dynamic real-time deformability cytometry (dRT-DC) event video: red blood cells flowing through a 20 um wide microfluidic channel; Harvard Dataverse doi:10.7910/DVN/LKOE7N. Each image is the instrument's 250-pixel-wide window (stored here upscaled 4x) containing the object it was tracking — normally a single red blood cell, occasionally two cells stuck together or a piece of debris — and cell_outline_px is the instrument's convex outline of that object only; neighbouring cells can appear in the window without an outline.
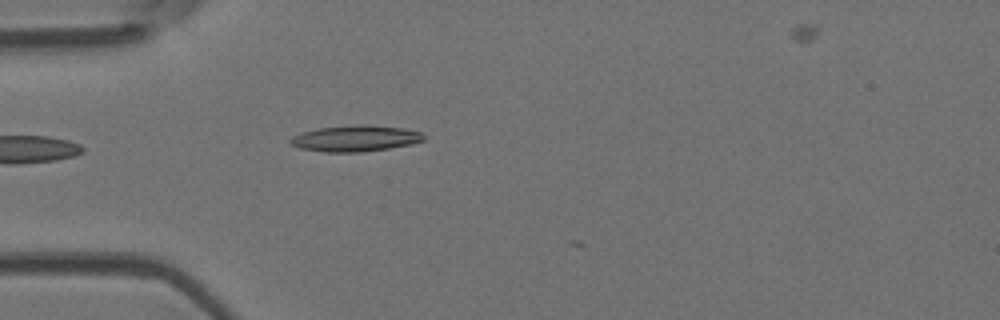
{"species": "Egyptian fruit bat (a non-hibernating species)", "species_latin": "Rousettus aegyptiacus", "temperature_condition": "room temperature", "stored_images_in_passage": 5, "camera_frame_rate_fps": 3000, "um_per_image_px": 0.085, "animal": {"sex": "female"}, "frame": {"image": 1, "passage_image": 2, "time_ms": 0.333, "image_size_px": [1000, 320], "cell_outline_px": [[428, 136], [424, 140], [412, 144], [388, 148], [360, 152], [324, 152], [300, 148], [292, 144], [288, 140], [292, 136], [304, 132], [320, 128], [356, 124], [360, 124], [404, 128], [420, 132]], "centroid_in_image_um": [30.24, 11.76], "position_along_channel_um": 54.8, "area_um2": 20.23}}